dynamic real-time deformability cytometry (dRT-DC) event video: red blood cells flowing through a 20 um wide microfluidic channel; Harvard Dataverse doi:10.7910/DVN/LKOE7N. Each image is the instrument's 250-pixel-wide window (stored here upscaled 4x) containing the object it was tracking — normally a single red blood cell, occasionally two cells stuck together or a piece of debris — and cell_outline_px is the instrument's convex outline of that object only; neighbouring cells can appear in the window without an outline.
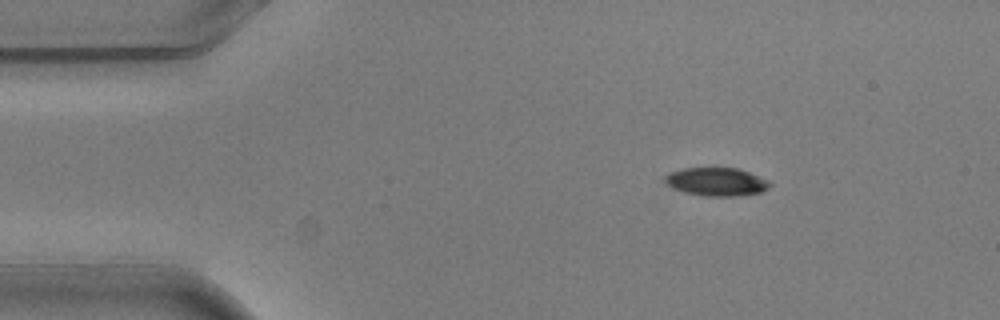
{"species": "common noctule bat (a hibernating species)", "species_latin": "Nyctalus noctula", "temperature_condition": "warm", "stored_images_in_passage": 4, "camera_frame_rate_fps": 3000, "um_per_image_px": 0.085, "animal": {"sex": "male", "body_mass_g": 20.5, "forearm_length_mm": 52.5}, "frame": {"image": 1, "passage_image": 2, "time_ms": 0.333, "image_size_px": [1000, 320], "cell_outline_px": [[772, 184], [768, 188], [760, 192], [736, 196], [704, 196], [684, 192], [668, 184], [664, 180], [664, 176], [668, 172], [680, 168], [736, 168], [748, 172], [768, 180]], "centroid_in_image_um": [60.88, 15.44], "position_along_channel_um": 24.1, "area_um2": 17.17}}